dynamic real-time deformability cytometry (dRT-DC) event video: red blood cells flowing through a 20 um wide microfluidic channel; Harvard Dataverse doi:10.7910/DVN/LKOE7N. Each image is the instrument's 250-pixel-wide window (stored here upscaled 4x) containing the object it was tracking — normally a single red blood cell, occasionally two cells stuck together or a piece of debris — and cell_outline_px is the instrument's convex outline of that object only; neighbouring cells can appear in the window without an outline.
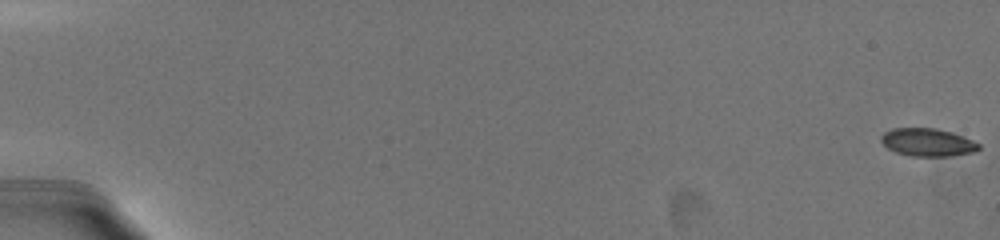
{"species": "common noctule bat (a hibernating species)", "species_latin": "Nyctalus noctula", "temperature_condition": "warm", "stored_images_in_passage": 53, "camera_frame_rate_fps": 3000, "um_per_image_px": 0.085, "animal": {"sex": "female", "body_mass_g": 19.5, "forearm_length_mm": 54.1}, "frame": {"image": 1, "passage_image": 1, "time_ms": 0.0, "image_size_px": [1000, 240], "cell_outline_px": [[980, 148], [976, 152], [952, 156], [912, 156], [896, 152], [888, 148], [880, 140], [880, 136], [884, 132], [892, 128], [936, 128], [952, 132], [972, 140], [980, 144]], "centroid_in_image_um": [78.86, 12.1], "position_along_channel_um": 6.1, "area_um2": 15.95}}
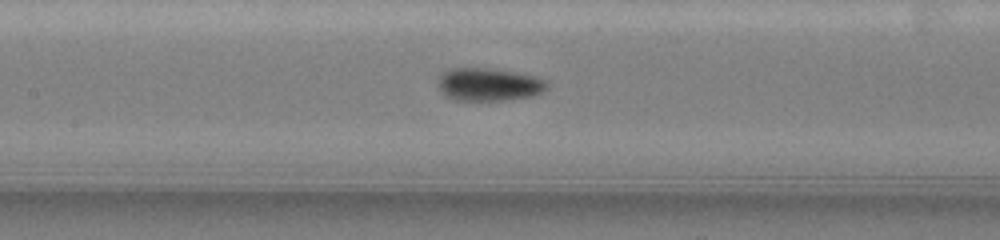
{"frame": {"image": 2, "passage_image": 28, "time_ms": 10.0, "image_size_px": [1000, 240], "cell_outline_px": [[548, 88], [544, 92], [532, 96], [508, 100], [452, 100], [444, 96], [440, 92], [440, 76], [444, 72], [452, 68], [484, 68], [512, 72], [536, 76], [548, 80]], "centroid_in_image_um": [41.59, 7.2], "position_along_channel_um": 165.8, "area_um2": 20.92}}
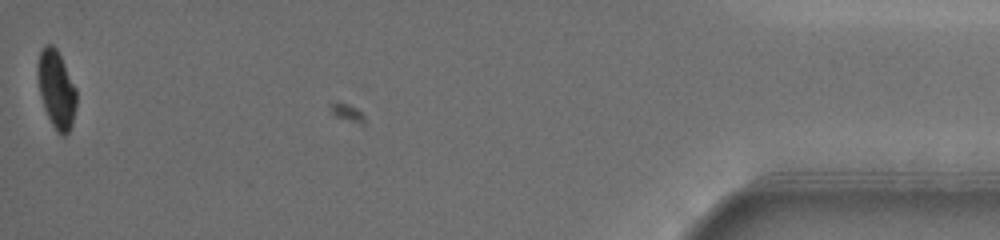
{"frame": {"image": 3, "passage_image": 53, "time_ms": 19.667, "image_size_px": [1000, 240], "cell_outline_px": [[76, 108], [72, 124], [68, 132], [64, 136], [60, 136], [56, 132], [44, 108], [40, 96], [36, 76], [36, 64], [40, 48], [44, 44], [52, 44], [56, 48], [76, 88]], "centroid_in_image_um": [4.75, 7.57], "position_along_channel_um": 430.4, "area_um2": 17.92}, "authors_computed_cell_mechanics": {"area_um2": 18.6116, "velocity_mm_per_s": 3.6299, "shape_relaxation_time_tau1_ms": 3.6452, "shape_relaxation_time_tau2_ms": null, "deformation_change_tau1": 0.1459, "deformation_change_tau2": null}}